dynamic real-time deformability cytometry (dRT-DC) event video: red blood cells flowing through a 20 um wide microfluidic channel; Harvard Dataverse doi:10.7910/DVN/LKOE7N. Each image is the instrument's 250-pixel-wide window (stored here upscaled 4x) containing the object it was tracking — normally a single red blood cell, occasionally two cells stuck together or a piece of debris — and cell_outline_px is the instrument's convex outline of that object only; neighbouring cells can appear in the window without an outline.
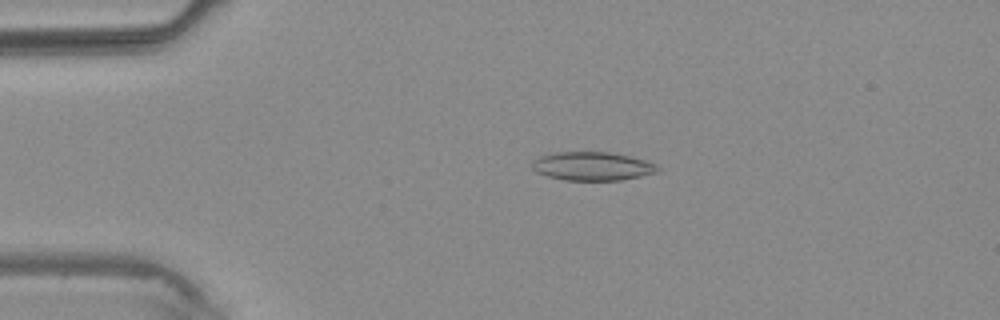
{"species": "common noctule bat (a hibernating species)", "species_latin": "Nyctalus noctula", "temperature_condition": "warm", "stored_images_in_passage": 4, "camera_frame_rate_fps": 3000, "um_per_image_px": 0.085, "animal": {"sex": "male", "body_mass_g": 20.4}, "frame": {"image": 1, "passage_image": 3, "time_ms": 2.333, "image_size_px": [1000, 320], "cell_outline_px": [[660, 168], [656, 172], [640, 176], [620, 180], [564, 180], [548, 176], [536, 172], [532, 168], [532, 160], [540, 156], [556, 152], [608, 152], [628, 156], [644, 160], [656, 164]], "centroid_in_image_um": [50.31, 14.12], "position_along_channel_um": 34.7, "area_um2": 20.75}}